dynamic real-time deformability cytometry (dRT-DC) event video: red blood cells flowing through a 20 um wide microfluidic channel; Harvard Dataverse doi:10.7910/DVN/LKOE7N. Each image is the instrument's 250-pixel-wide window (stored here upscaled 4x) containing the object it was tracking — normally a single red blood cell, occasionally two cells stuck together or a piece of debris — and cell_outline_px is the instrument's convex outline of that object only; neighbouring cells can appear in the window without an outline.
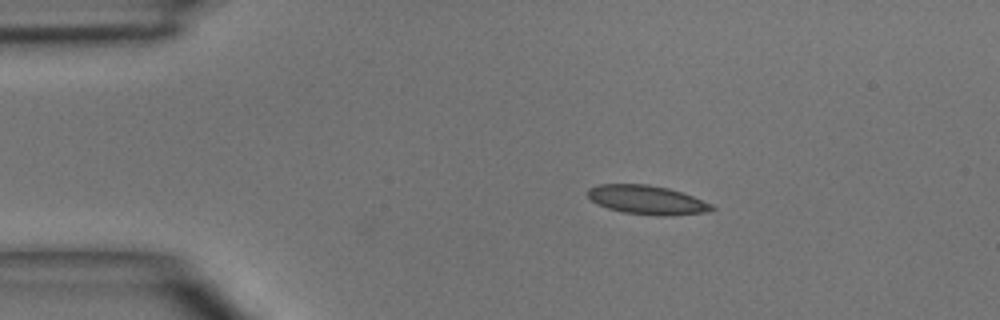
{"species": "common noctule bat (a hibernating species)", "species_latin": "Nyctalus noctula", "temperature_condition": "room temperature", "stored_images_in_passage": 4, "camera_frame_rate_fps": 3000, "um_per_image_px": 0.085, "animal": {"sex": "male", "body_mass_g": 15.6}, "frame": {"image": 1, "passage_image": 2, "time_ms": 1.333, "image_size_px": [1000, 320], "cell_outline_px": [[716, 208], [708, 212], [672, 216], [664, 216], [624, 212], [608, 208], [596, 204], [588, 196], [588, 188], [600, 184], [648, 184], [668, 188], [692, 196], [712, 204]], "centroid_in_image_um": [55.01, 16.99], "position_along_channel_um": 30.0, "area_um2": 20.87}}
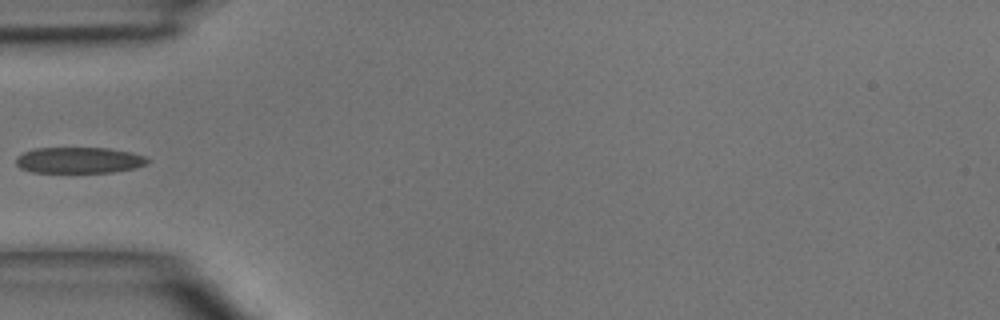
{"frame": {"image": 2, "passage_image": 4, "time_ms": 3.667, "image_size_px": [1000, 320], "cell_outline_px": [[152, 160], [148, 164], [136, 168], [112, 172], [32, 172], [20, 168], [16, 164], [16, 156], [24, 152], [36, 148], [108, 148], [132, 152], [144, 156]], "centroid_in_image_um": [6.76, 13.61], "position_along_channel_um": 78.2, "area_um2": 20.11}}